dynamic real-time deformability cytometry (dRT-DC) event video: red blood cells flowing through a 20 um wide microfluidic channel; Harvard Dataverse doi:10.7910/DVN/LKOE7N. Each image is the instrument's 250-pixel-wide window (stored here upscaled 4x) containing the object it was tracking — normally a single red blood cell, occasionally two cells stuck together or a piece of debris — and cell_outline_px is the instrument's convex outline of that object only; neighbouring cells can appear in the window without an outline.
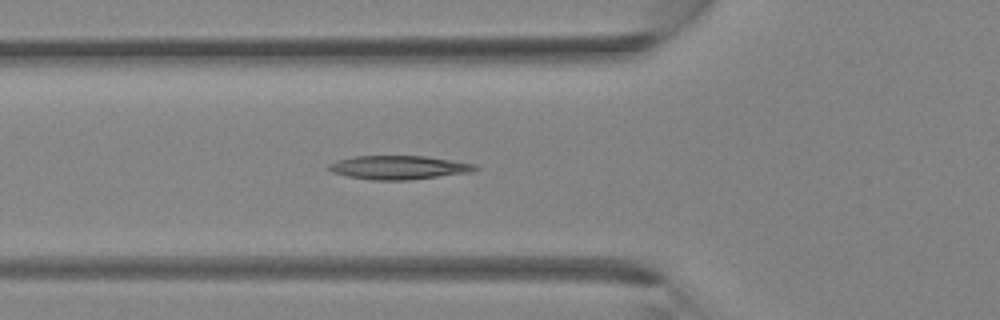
{"species": "Egyptian fruit bat (a non-hibernating species)", "species_latin": "Rousettus aegyptiacus", "temperature_condition": "room temperature", "stored_images_in_passage": 27, "camera_frame_rate_fps": 3000, "um_per_image_px": 0.085, "animal": {"sex": "female"}, "frame": {"image": 1, "passage_image": 3, "time_ms": 0.667, "image_size_px": [1000, 320], "cell_outline_px": [[480, 168], [472, 172], [408, 180], [372, 180], [348, 176], [332, 172], [328, 168], [328, 164], [336, 160], [352, 156], [428, 156], [476, 164]], "centroid_in_image_um": [33.9, 14.23], "position_along_channel_um": 91.9, "area_um2": 20.35}}
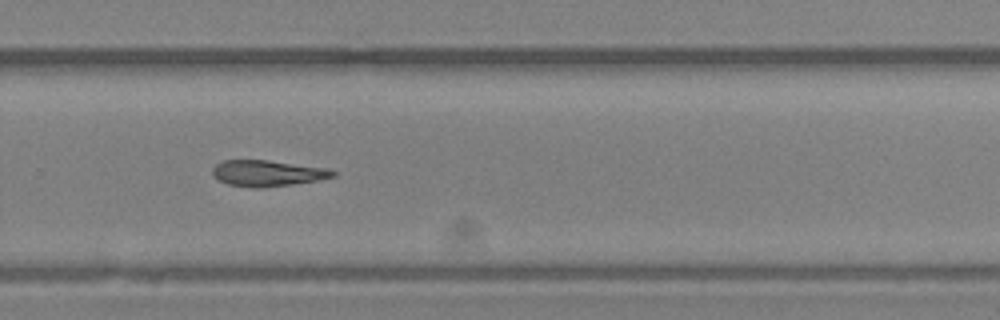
{"frame": {"image": 2, "passage_image": 15, "time_ms": 4.667, "image_size_px": [1000, 320], "cell_outline_px": [[336, 176], [316, 180], [292, 184], [260, 188], [256, 188], [228, 184], [216, 180], [212, 176], [212, 168], [216, 164], [224, 160], [268, 160], [328, 168], [336, 172]], "centroid_in_image_um": [22.69, 14.72], "position_along_channel_um": 307.1, "area_um2": 18.32}}
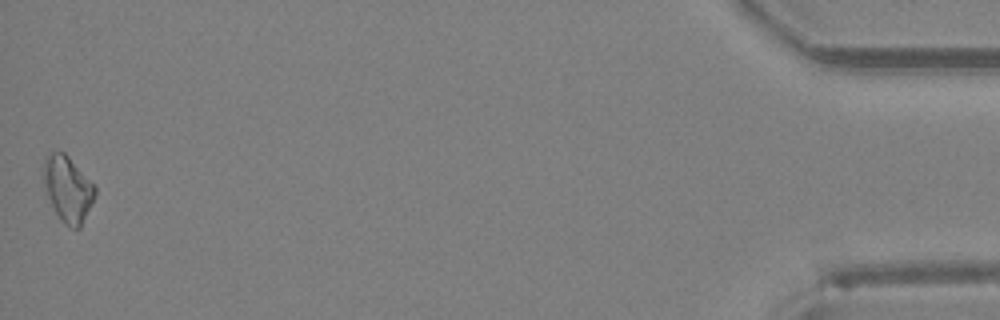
{"frame": {"image": 3, "passage_image": 27, "time_ms": 8.667, "image_size_px": [1000, 320], "cell_outline_px": [[96, 192], [80, 228], [72, 228], [64, 224], [60, 220], [44, 192], [44, 156], [52, 152], [64, 152], [68, 156], [96, 188]], "centroid_in_image_um": [5.72, 16.07], "position_along_channel_um": 429.5, "area_um2": 19.42}}